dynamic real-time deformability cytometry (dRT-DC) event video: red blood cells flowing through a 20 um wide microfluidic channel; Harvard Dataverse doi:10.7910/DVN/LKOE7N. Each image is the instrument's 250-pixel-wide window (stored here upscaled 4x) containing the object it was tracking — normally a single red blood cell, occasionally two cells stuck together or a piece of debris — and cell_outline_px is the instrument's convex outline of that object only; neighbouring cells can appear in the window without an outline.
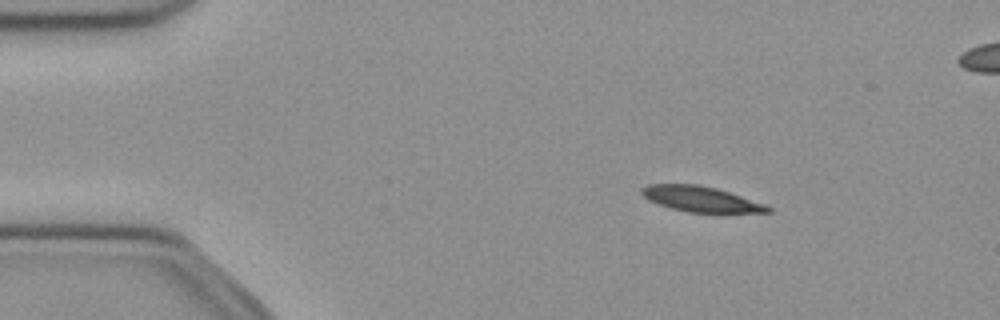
{"species": "common noctule bat (a hibernating species)", "species_latin": "Nyctalus noctula", "temperature_condition": "cold", "stored_images_in_passage": 17, "camera_frame_rate_fps": 3000, "um_per_image_px": 0.085, "animal": {"sex": "female", "body_mass_g": 21.9}, "frame": {"image": 1, "passage_image": 1, "time_ms": 0.0, "image_size_px": [1000, 320], "cell_outline_px": [[772, 212], [724, 216], [720, 216], [688, 212], [672, 208], [648, 200], [640, 192], [640, 188], [648, 184], [700, 184], [716, 188], [764, 204], [772, 208]], "centroid_in_image_um": [59.67, 16.98], "position_along_channel_um": 25.3, "area_um2": 19.65}}
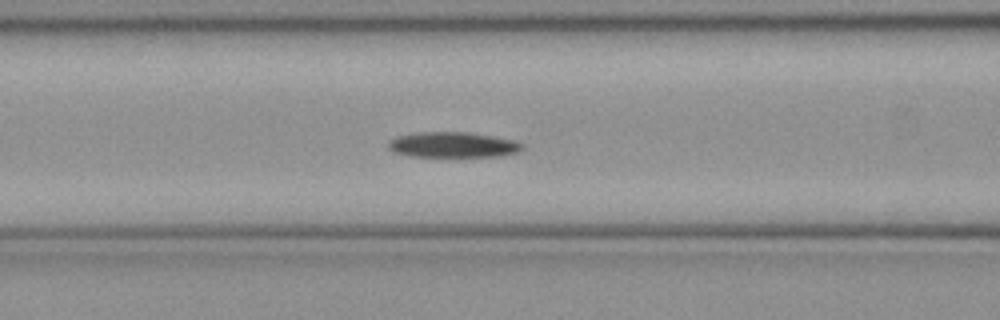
{"frame": {"image": 2, "passage_image": 14, "time_ms": 4.333, "image_size_px": [1000, 320], "cell_outline_px": [[524, 148], [520, 152], [500, 156], [408, 156], [392, 152], [388, 148], [388, 140], [396, 136], [416, 132], [468, 132], [516, 140], [524, 144]], "centroid_in_image_um": [38.49, 12.3], "position_along_channel_um": 128.1, "area_um2": 20.11}}
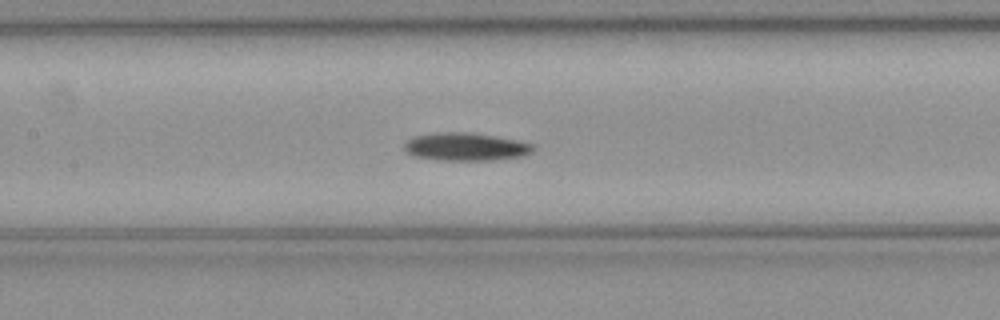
{"frame": {"image": 3, "passage_image": 17, "time_ms": 5.333, "image_size_px": [1000, 320], "cell_outline_px": [[536, 148], [532, 152], [524, 156], [492, 160], [440, 160], [416, 156], [408, 152], [404, 148], [404, 144], [408, 140], [416, 136], [440, 132], [464, 132], [496, 136], [520, 140], [536, 144]], "centroid_in_image_um": [39.69, 12.47], "position_along_channel_um": 167.7, "area_um2": 20.98}}